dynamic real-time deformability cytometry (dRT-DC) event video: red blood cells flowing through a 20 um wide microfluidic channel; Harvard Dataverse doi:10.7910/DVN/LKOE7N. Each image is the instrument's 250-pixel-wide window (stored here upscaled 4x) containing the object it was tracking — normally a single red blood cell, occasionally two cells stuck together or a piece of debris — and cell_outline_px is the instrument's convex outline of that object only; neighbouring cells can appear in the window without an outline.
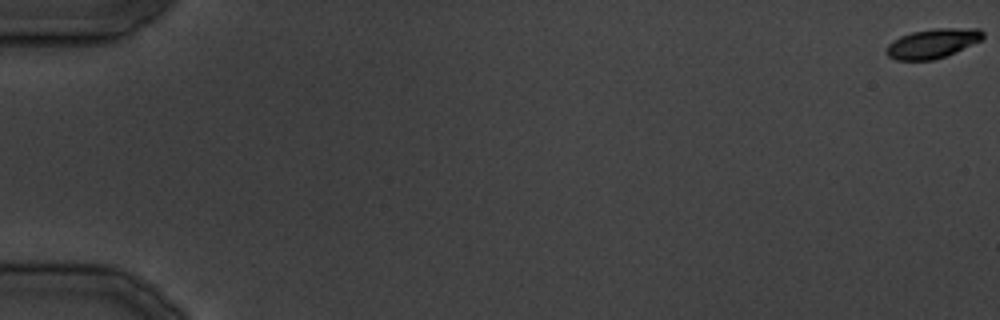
{"species": "common noctule bat (a hibernating species)", "species_latin": "Nyctalus noctula", "temperature_condition": "cold", "stored_images_in_passage": 37, "camera_frame_rate_fps": 3000, "um_per_image_px": 0.085, "animal": {"sex": "male", "body_mass_g": 19.5, "forearm_length_mm": 54.6}, "frame": {"image": 1, "passage_image": 1, "time_ms": 0.0, "image_size_px": [1000, 320], "cell_outline_px": [[984, 36], [980, 40], [956, 52], [932, 60], [896, 60], [888, 56], [884, 52], [884, 48], [888, 44], [900, 36], [912, 32], [936, 28], [980, 28], [984, 32]], "centroid_in_image_um": [79.24, 3.69], "position_along_channel_um": 5.8, "area_um2": 16.59}}
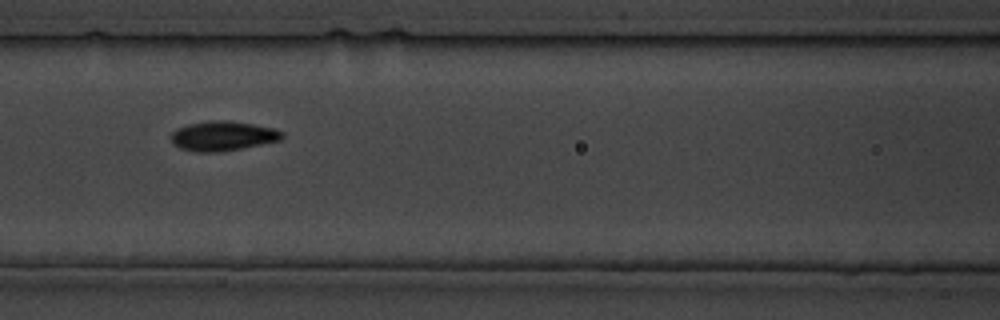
{"frame": {"image": 2, "passage_image": 18, "time_ms": 20.333, "image_size_px": [1000, 320], "cell_outline_px": [[284, 136], [280, 140], [240, 148], [216, 152], [196, 152], [180, 148], [172, 140], [172, 132], [176, 128], [188, 124], [208, 120], [224, 120], [252, 124], [276, 128], [284, 132]], "centroid_in_image_um": [18.95, 11.54], "position_along_channel_um": 147.6, "area_um2": 19.02}}
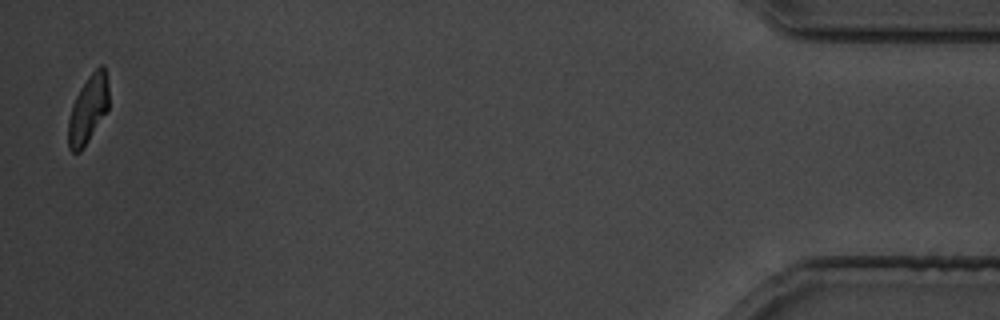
{"frame": {"image": 3, "passage_image": 37, "time_ms": 43.667, "image_size_px": [1000, 320], "cell_outline_px": [[108, 108], [88, 140], [80, 152], [72, 152], [68, 148], [68, 120], [72, 104], [80, 88], [88, 76], [100, 64], [104, 64], [108, 88]], "centroid_in_image_um": [7.47, 9.27], "position_along_channel_um": 427.7, "area_um2": 15.84}}